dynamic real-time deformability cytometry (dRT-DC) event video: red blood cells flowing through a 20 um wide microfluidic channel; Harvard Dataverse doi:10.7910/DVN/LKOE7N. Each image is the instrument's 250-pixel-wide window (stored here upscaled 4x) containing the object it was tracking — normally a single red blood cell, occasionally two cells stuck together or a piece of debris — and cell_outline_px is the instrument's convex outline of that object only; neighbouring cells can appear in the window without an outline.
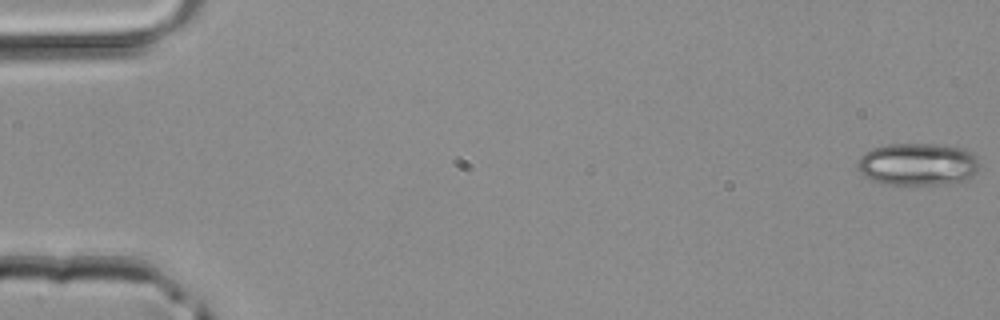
{"species": "common noctule bat (a hibernating species)", "species_latin": "Nyctalus noctula", "temperature_condition": "room temperature", "stored_images_in_passage": 19, "camera_frame_rate_fps": 3000, "um_per_image_px": 0.085, "animal": {"sex": "male", "body_mass_g": 20.4}, "frame": {"image": 1, "passage_image": 1, "time_ms": 0.0, "image_size_px": [1000, 320], "cell_outline_px": [[976, 172], [968, 180], [948, 184], [880, 184], [864, 176], [856, 168], [856, 164], [860, 156], [864, 152], [872, 148], [888, 144], [932, 144], [964, 148], [972, 152], [976, 156]], "centroid_in_image_um": [77.96, 13.96], "position_along_channel_um": 7.0, "area_um2": 30.35}}